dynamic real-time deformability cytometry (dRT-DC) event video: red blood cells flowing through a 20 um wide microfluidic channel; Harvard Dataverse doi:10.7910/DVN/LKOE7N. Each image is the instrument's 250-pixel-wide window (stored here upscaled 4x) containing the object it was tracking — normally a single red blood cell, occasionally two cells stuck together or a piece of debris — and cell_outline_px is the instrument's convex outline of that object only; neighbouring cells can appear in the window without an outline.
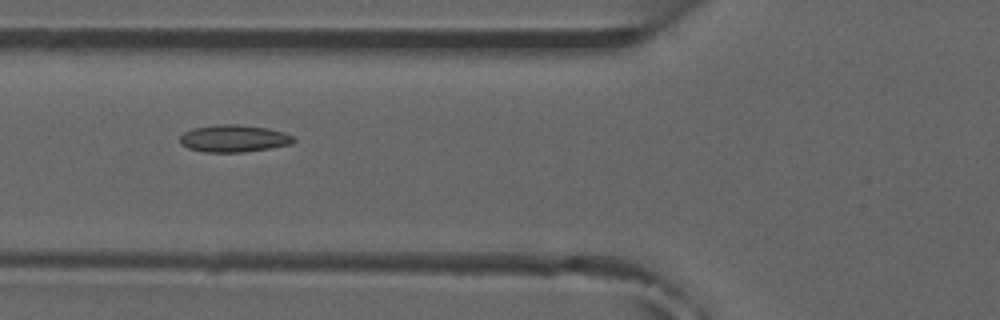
{"species": "common noctule bat (a hibernating species)", "species_latin": "Nyctalus noctula", "temperature_condition": "room temperature", "stored_images_in_passage": 7, "camera_frame_rate_fps": 3000, "um_per_image_px": 0.085, "animal": {"sex": "male", "forearm_length_mm": 52.5}, "frame": {"image": 1, "passage_image": 5, "time_ms": 5.333, "image_size_px": [1000, 320], "cell_outline_px": [[296, 140], [292, 144], [244, 152], [204, 152], [188, 148], [180, 144], [180, 136], [184, 132], [192, 128], [216, 124], [236, 124], [268, 128], [284, 132], [292, 136]], "centroid_in_image_um": [19.85, 11.76], "position_along_channel_um": 105.9, "area_um2": 18.09}}
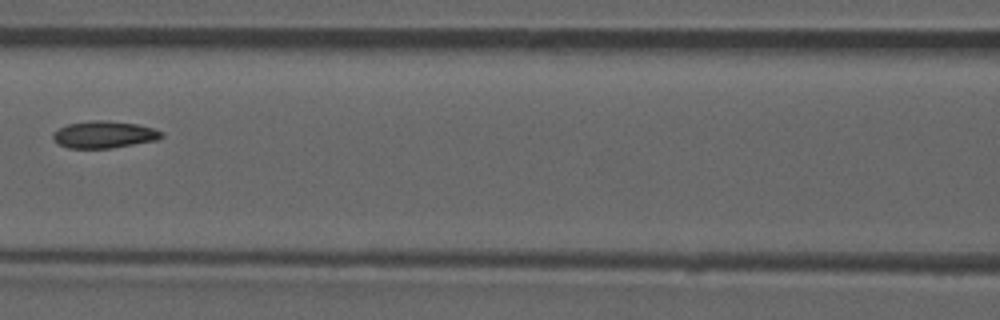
{"frame": {"image": 2, "passage_image": 6, "time_ms": 6.667, "image_size_px": [1000, 320], "cell_outline_px": [[164, 136], [156, 140], [112, 148], [68, 148], [52, 140], [52, 132], [68, 124], [92, 120], [108, 120], [136, 124], [152, 128], [164, 132]], "centroid_in_image_um": [8.84, 11.43], "position_along_channel_um": 157.8, "area_um2": 17.11}}